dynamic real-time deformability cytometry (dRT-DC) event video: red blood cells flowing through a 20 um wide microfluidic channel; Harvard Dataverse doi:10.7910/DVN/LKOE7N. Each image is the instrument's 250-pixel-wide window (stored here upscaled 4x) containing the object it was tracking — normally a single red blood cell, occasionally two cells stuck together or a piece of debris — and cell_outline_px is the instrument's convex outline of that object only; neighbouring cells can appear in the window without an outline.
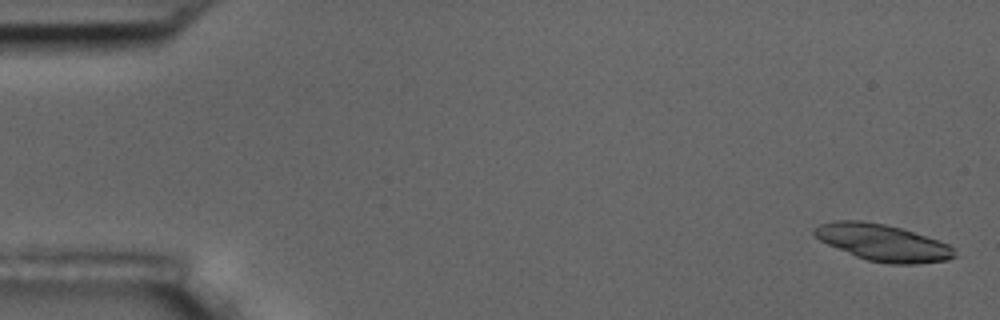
{"species": "common noctule bat (a hibernating species)", "species_latin": "Nyctalus noctula", "temperature_condition": "room temperature", "stored_images_in_passage": 5, "segment_of_instrument_passage": [2, 2], "camera_frame_rate_fps": 3000, "um_per_image_px": 0.085, "animal": {"sex": "male", "body_mass_g": 17.5, "forearm_length_mm": 52.3}, "frame": {"image": 1, "passage_image": 5, "time_ms": 5.333, "image_size_px": [1000, 320], "cell_outline_px": [[956, 256], [948, 260], [916, 264], [888, 264], [868, 260], [856, 256], [828, 244], [820, 240], [812, 232], [812, 228], [820, 224], [832, 220], [860, 220], [884, 224], [900, 228], [948, 244], [952, 248]], "centroid_in_image_um": [75.0, 20.62], "position_along_channel_um": 10.0, "area_um2": 29.65}}